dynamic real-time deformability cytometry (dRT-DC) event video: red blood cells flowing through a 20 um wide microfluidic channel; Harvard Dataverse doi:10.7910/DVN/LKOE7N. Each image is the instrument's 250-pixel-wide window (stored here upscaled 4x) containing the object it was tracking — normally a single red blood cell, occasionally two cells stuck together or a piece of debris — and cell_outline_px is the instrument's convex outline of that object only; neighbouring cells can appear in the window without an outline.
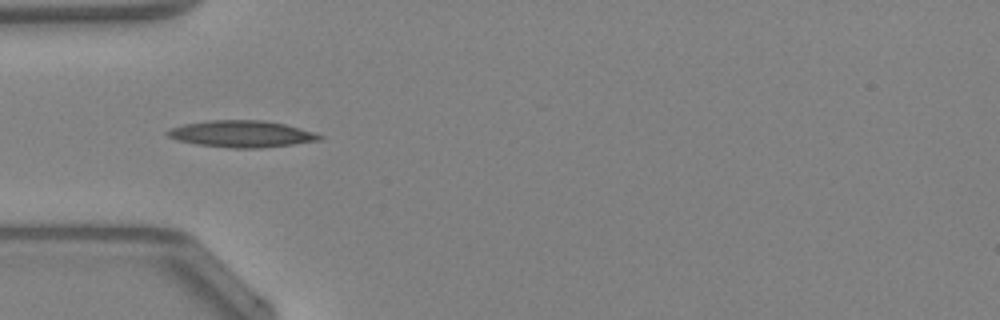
{"species": "Egyptian fruit bat (a non-hibernating species)", "species_latin": "Rousettus aegyptiacus", "temperature_condition": "warm", "stored_images_in_passage": 27, "camera_frame_rate_fps": 3000, "um_per_image_px": 0.085, "animal": {"sex": "female"}, "frame": {"image": 1, "passage_image": 1, "time_ms": 0.0, "image_size_px": [1000, 320], "cell_outline_px": [[324, 136], [320, 140], [292, 144], [260, 148], [232, 148], [196, 144], [176, 140], [168, 136], [164, 132], [172, 128], [184, 124], [208, 120], [264, 120], [284, 124], [300, 128]], "centroid_in_image_um": [20.51, 11.38], "position_along_channel_um": 64.5, "area_um2": 23.52}, "authors_computed_cell_mechanics": {"area_um2": 20.5768, "velocity_mm_per_s": 4.3102, "shape_relaxation_time_tau1_ms": null, "shape_relaxation_time_tau2_ms": 3.8984, "deformation_change_tau1": null, "deformation_change_tau2": 0.1474}}